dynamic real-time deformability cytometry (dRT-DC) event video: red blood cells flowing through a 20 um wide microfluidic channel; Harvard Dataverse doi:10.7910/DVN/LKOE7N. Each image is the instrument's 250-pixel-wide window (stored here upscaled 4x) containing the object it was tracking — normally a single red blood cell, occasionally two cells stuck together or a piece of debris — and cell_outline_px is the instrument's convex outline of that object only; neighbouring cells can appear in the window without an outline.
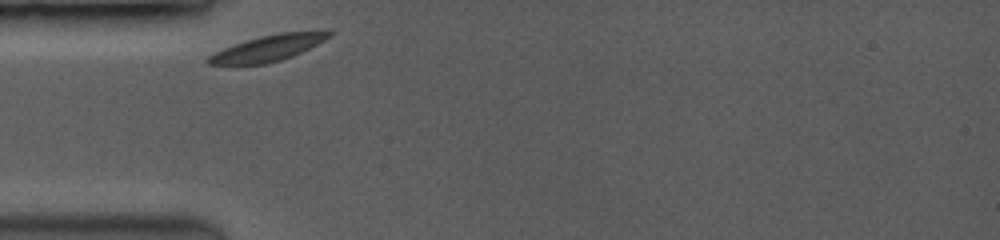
{"species": "common noctule bat (a hibernating species)", "species_latin": "Nyctalus noctula", "temperature_condition": "room temperature", "stored_images_in_passage": 2, "camera_frame_rate_fps": 3500, "um_per_image_px": 0.085, "animal": {"sex": "female", "body_mass_g": 19.0, "forearm_length_mm": 53.3}, "frame": {"image": 1, "passage_image": 1, "time_ms": 0.0, "image_size_px": [1000, 240], "cell_outline_px": [[332, 36], [292, 56], [280, 60], [264, 64], [208, 64], [204, 60], [208, 56], [224, 48], [260, 36], [280, 32], [332, 28]], "centroid_in_image_um": [22.89, 4.04], "position_along_channel_um": 62.1, "area_um2": 18.38}}